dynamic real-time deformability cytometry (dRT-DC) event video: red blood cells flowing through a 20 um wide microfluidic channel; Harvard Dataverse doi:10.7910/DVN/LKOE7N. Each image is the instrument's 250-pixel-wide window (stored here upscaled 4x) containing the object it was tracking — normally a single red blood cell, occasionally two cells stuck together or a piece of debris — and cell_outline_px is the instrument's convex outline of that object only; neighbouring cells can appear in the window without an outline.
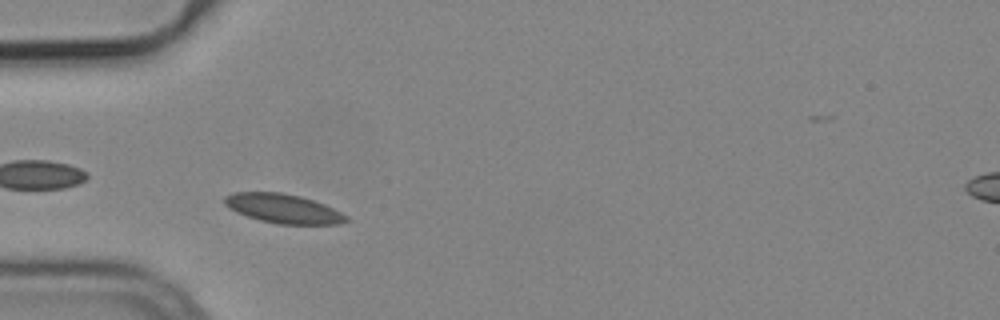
{"species": "common noctule bat (a hibernating species)", "species_latin": "Nyctalus noctula", "temperature_condition": "cold", "stored_images_in_passage": 44, "camera_frame_rate_fps": 3000, "um_per_image_px": 0.085, "animal": {"sex": "male", "body_mass_g": 19.2, "forearm_length_mm": 51.8}, "frame": {"image": 1, "passage_image": 8, "time_ms": 2.333, "image_size_px": [1000, 320], "cell_outline_px": [[352, 220], [340, 224], [280, 224], [260, 220], [236, 212], [228, 208], [224, 204], [224, 196], [232, 192], [280, 192], [300, 196], [324, 204], [348, 216]], "centroid_in_image_um": [24.07, 17.73], "position_along_channel_um": 60.9, "area_um2": 20.75}}
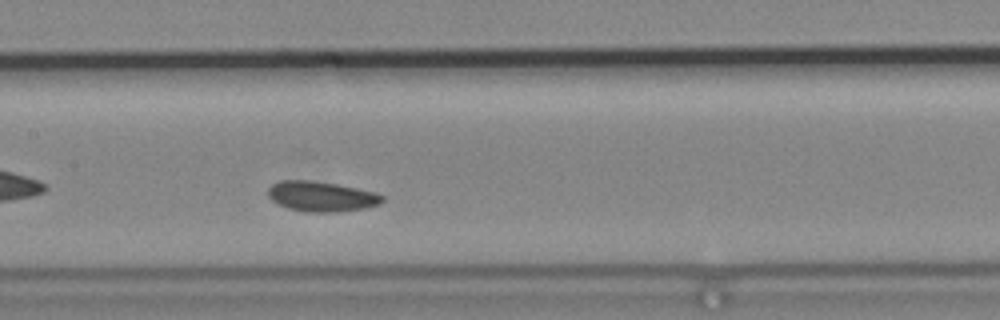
{"frame": {"image": 2, "passage_image": 18, "time_ms": 5.667, "image_size_px": [1000, 320], "cell_outline_px": [[384, 200], [380, 204], [364, 208], [336, 212], [308, 212], [288, 208], [276, 204], [268, 196], [268, 188], [272, 184], [280, 180], [308, 180], [336, 184], [376, 192], [384, 196]], "centroid_in_image_um": [27.31, 16.7], "position_along_channel_um": 180.1, "area_um2": 20.11}}
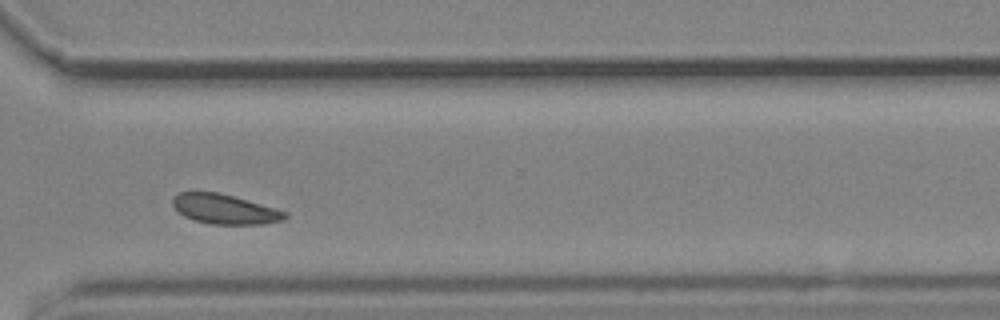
{"frame": {"image": 3, "passage_image": 32, "time_ms": 10.333, "image_size_px": [1000, 320], "cell_outline_px": [[288, 216], [284, 220], [264, 224], [212, 224], [192, 220], [184, 216], [172, 204], [172, 196], [180, 192], [216, 192], [232, 196], [276, 208], [288, 212]], "centroid_in_image_um": [19.11, 17.78], "position_along_channel_um": 351.5, "area_um2": 19.42}}